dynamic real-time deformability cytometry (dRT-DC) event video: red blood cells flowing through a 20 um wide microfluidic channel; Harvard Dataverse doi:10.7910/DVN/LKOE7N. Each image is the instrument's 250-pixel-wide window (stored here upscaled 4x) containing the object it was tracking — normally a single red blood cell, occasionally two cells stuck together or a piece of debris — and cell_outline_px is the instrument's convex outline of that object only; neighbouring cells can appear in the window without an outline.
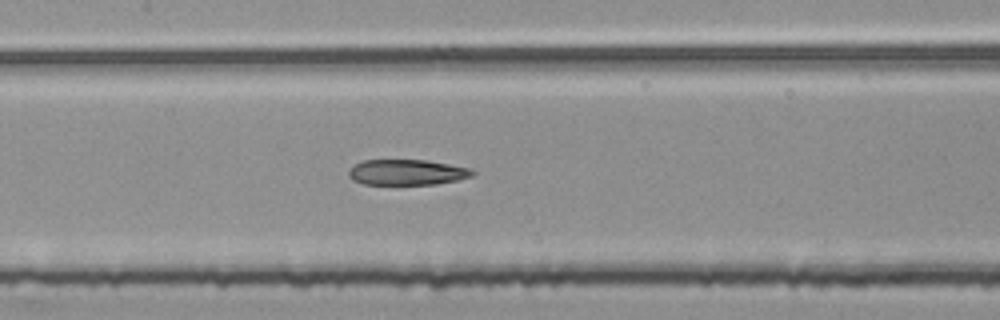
{"species": "common noctule bat (a hibernating species)", "species_latin": "Nyctalus noctula", "temperature_condition": "room temperature", "stored_images_in_passage": 55, "segment_of_instrument_passage": [2, 2], "camera_frame_rate_fps": 3000, "um_per_image_px": 0.085, "animal": {"sex": "female", "body_mass_g": 25.1}, "frame": {"image": 1, "passage_image": 26, "time_ms": 8.333, "image_size_px": [1000, 320], "cell_outline_px": [[476, 172], [472, 176], [456, 180], [436, 184], [364, 184], [352, 180], [348, 176], [348, 172], [356, 164], [364, 160], [424, 160], [448, 164], [468, 168]], "centroid_in_image_um": [34.57, 14.65], "position_along_channel_um": 172.8, "area_um2": 18.21}}
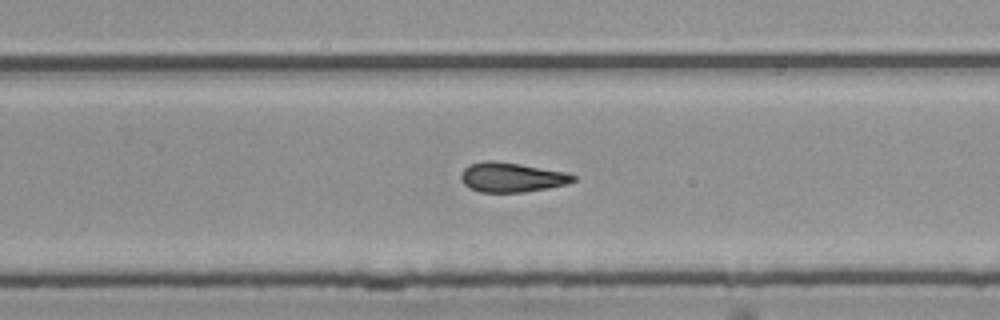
{"frame": {"image": 2, "passage_image": 35, "time_ms": 11.333, "image_size_px": [1000, 320], "cell_outline_px": [[576, 180], [568, 184], [548, 188], [524, 192], [480, 192], [468, 188], [460, 180], [460, 172], [468, 164], [484, 160], [492, 160], [520, 164], [564, 172], [576, 176]], "centroid_in_image_um": [43.44, 15.07], "position_along_channel_um": 286.4, "area_um2": 19.54}}
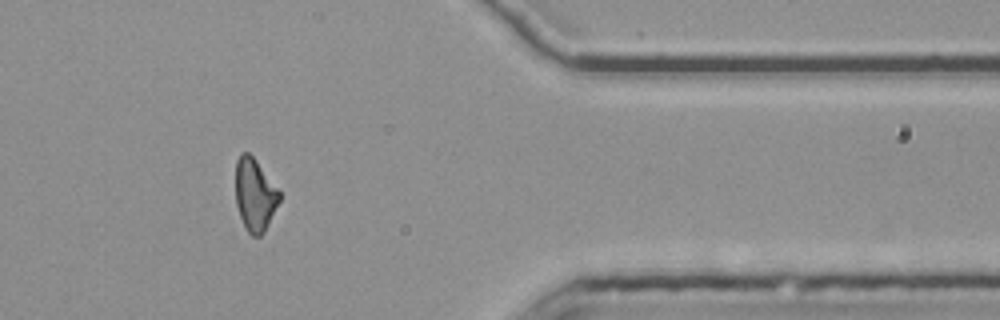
{"frame": {"image": 3, "passage_image": 45, "time_ms": 14.667, "image_size_px": [1000, 320], "cell_outline_px": [[280, 200], [264, 232], [260, 236], [252, 236], [244, 228], [236, 204], [236, 160], [240, 152], [248, 152], [256, 160], [280, 192]], "centroid_in_image_um": [21.64, 16.56], "position_along_channel_um": 389.8, "area_um2": 18.44}}